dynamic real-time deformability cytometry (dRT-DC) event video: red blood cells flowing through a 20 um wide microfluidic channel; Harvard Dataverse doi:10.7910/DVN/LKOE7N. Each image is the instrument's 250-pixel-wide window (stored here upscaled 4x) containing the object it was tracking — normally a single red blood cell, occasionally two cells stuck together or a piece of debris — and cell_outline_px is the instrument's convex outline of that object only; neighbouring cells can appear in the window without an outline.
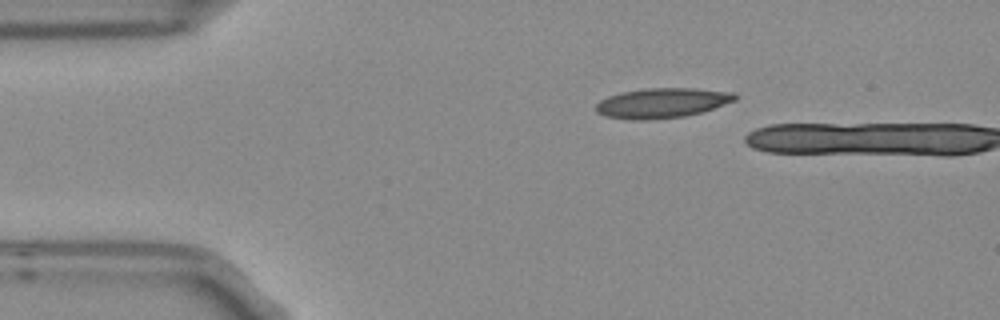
{"species": "Egyptian fruit bat (a non-hibernating species)", "species_latin": "Rousettus aegyptiacus", "temperature_condition": "room temperature", "stored_images_in_passage": 2, "camera_frame_rate_fps": 3000, "um_per_image_px": 0.085, "frame": {"image": 1, "passage_image": 1, "time_ms": 0.0, "image_size_px": [1000, 320], "cell_outline_px": [[736, 100], [700, 112], [684, 116], [652, 120], [632, 120], [604, 116], [596, 112], [596, 104], [600, 100], [608, 96], [624, 92], [648, 88], [696, 88], [732, 92], [736, 96]], "centroid_in_image_um": [56.24, 8.76], "position_along_channel_um": 28.8, "area_um2": 24.1}}